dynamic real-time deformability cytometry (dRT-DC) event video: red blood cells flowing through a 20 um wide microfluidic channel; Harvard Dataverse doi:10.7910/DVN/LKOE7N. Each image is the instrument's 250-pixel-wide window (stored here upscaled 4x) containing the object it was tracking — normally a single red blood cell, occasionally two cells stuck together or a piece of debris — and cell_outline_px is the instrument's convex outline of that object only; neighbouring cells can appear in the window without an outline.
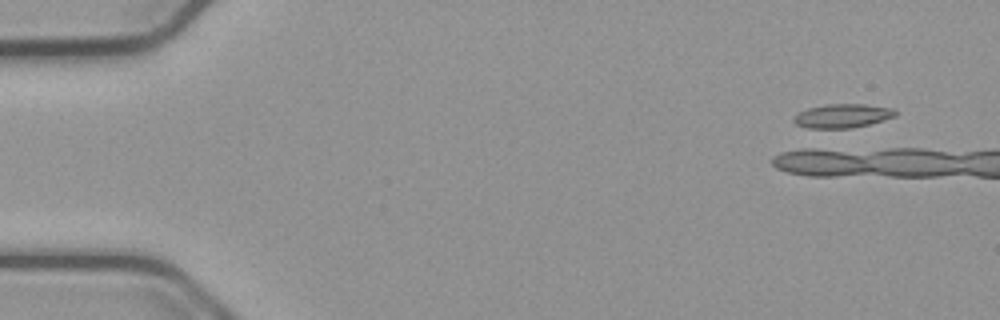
{"species": "common noctule bat (a hibernating species)", "species_latin": "Nyctalus noctula", "temperature_condition": "cold", "stored_images_in_passage": 1, "camera_frame_rate_fps": 3000, "um_per_image_px": 0.085, "animal": {"sex": "male", "body_mass_g": 23.1, "forearm_length_mm": 52.7}, "frame": {"image": 1, "passage_image": 1, "time_ms": 0.0, "image_size_px": [1000, 320], "cell_outline_px": [[896, 116], [868, 124], [852, 128], [808, 128], [796, 124], [792, 120], [800, 112], [808, 108], [828, 104], [864, 104], [892, 108], [896, 112]], "centroid_in_image_um": [71.61, 9.85], "position_along_channel_um": 13.4, "area_um2": 13.93}}